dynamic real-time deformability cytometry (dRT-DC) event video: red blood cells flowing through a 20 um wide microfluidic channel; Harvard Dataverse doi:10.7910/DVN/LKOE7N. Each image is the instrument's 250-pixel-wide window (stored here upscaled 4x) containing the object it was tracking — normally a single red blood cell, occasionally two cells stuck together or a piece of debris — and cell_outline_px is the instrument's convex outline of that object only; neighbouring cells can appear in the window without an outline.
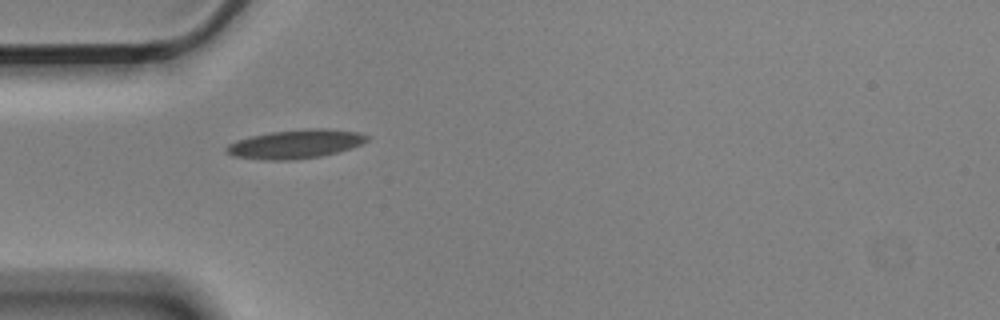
{"species": "Egyptian fruit bat (a non-hibernating species)", "species_latin": "Rousettus aegyptiacus", "temperature_condition": "cold", "stored_images_in_passage": 2, "camera_frame_rate_fps": 3000, "um_per_image_px": 0.085, "animal": {"sex": "male"}, "frame": {"image": 1, "passage_image": 1, "time_ms": 0.0, "image_size_px": [1000, 320], "cell_outline_px": [[368, 140], [360, 144], [336, 152], [320, 156], [292, 160], [264, 160], [232, 156], [224, 152], [224, 148], [228, 144], [236, 140], [268, 132], [308, 128], [324, 128], [356, 132], [368, 136]], "centroid_in_image_um": [25.03, 12.24], "position_along_channel_um": 60.0, "area_um2": 23.52}}
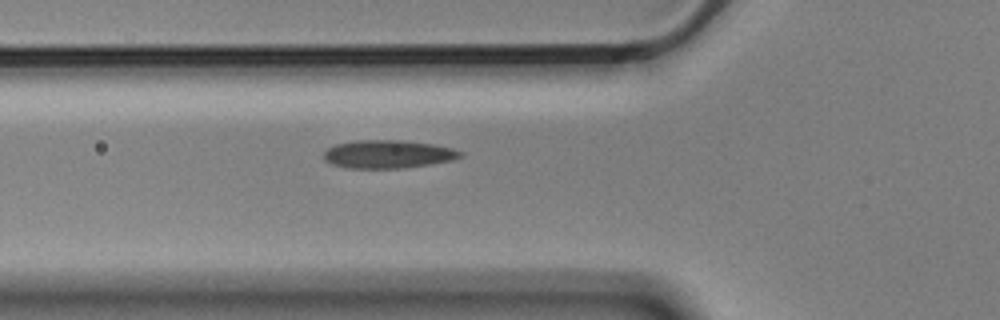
{"frame": {"image": 2, "passage_image": 2, "time_ms": 0.333, "image_size_px": [1000, 320], "cell_outline_px": [[464, 156], [452, 160], [404, 168], [348, 168], [332, 164], [324, 160], [324, 152], [328, 148], [336, 144], [356, 140], [400, 140], [432, 144], [452, 148], [464, 152]], "centroid_in_image_um": [32.99, 13.1], "position_along_channel_um": 92.8, "area_um2": 22.37}}